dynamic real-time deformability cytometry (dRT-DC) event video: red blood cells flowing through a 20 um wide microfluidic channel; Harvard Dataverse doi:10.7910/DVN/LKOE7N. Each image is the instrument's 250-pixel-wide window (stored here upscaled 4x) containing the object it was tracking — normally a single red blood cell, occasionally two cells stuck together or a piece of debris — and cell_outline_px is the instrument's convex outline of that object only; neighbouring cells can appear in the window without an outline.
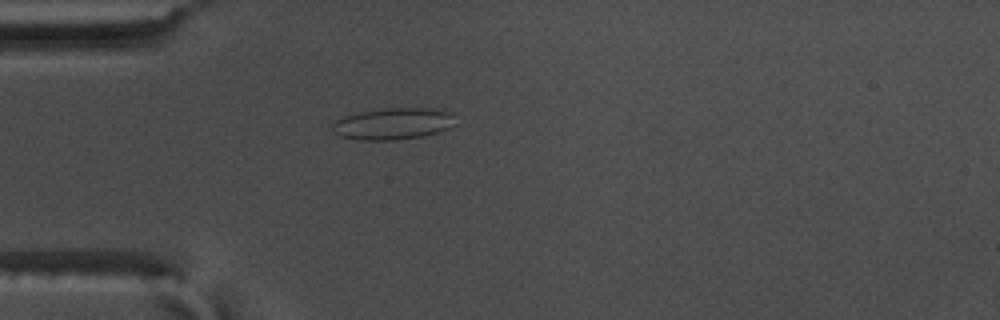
{"species": "common noctule bat (a hibernating species)", "species_latin": "Nyctalus noctula", "temperature_condition": "warm", "stored_images_in_passage": 50, "camera_frame_rate_fps": 3000, "um_per_image_px": 0.085, "animal": {"sex": "male", "body_mass_g": 17.5, "forearm_length_mm": 52.3}, "frame": {"image": 1, "passage_image": 10, "time_ms": 3.0, "image_size_px": [1000, 320], "cell_outline_px": [[456, 124], [448, 128], [424, 136], [396, 140], [364, 140], [340, 136], [332, 132], [332, 124], [336, 120], [344, 116], [360, 112], [384, 108], [432, 108], [452, 112]], "centroid_in_image_um": [33.42, 10.51], "position_along_channel_um": 51.6, "area_um2": 22.77}}
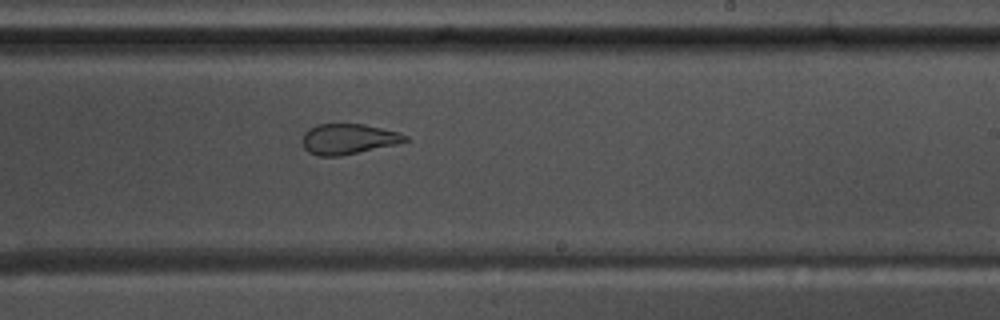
{"frame": {"image": 2, "passage_image": 28, "time_ms": 9.0, "image_size_px": [1000, 320], "cell_outline_px": [[408, 140], [396, 144], [340, 156], [320, 156], [308, 152], [304, 148], [304, 132], [308, 128], [316, 124], [364, 124], [400, 132], [408, 136]], "centroid_in_image_um": [29.61, 11.8], "position_along_channel_um": 259.4, "area_um2": 18.15}}
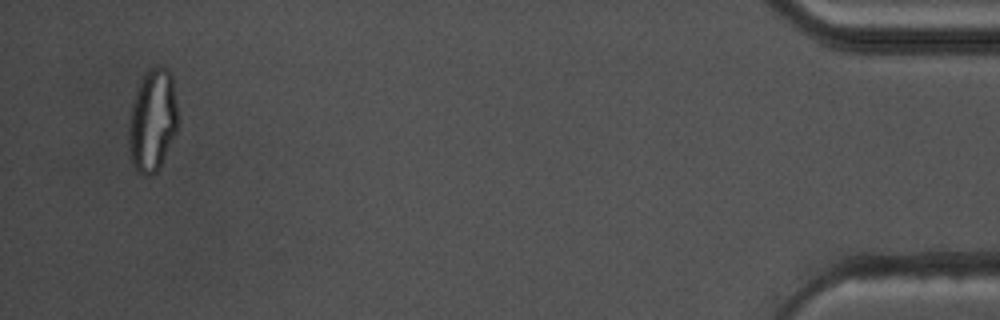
{"frame": {"image": 3, "passage_image": 48, "time_ms": 15.667, "image_size_px": [1000, 320], "cell_outline_px": [[176, 132], [156, 172], [152, 176], [144, 176], [136, 168], [132, 160], [128, 140], [128, 128], [132, 104], [140, 80], [144, 72], [152, 68], [168, 68], [172, 76], [176, 104]], "centroid_in_image_um": [12.94, 10.22], "position_along_channel_um": 422.3, "area_um2": 28.73}, "authors_computed_cell_mechanics": {"area_um2": 22.542, "velocity_mm_per_s": 3.6404, "shape_relaxation_time_tau1_ms": null, "shape_relaxation_time_tau2_ms": 1.2955, "deformation_change_tau1": null, "deformation_change_tau2": 0.0832}}